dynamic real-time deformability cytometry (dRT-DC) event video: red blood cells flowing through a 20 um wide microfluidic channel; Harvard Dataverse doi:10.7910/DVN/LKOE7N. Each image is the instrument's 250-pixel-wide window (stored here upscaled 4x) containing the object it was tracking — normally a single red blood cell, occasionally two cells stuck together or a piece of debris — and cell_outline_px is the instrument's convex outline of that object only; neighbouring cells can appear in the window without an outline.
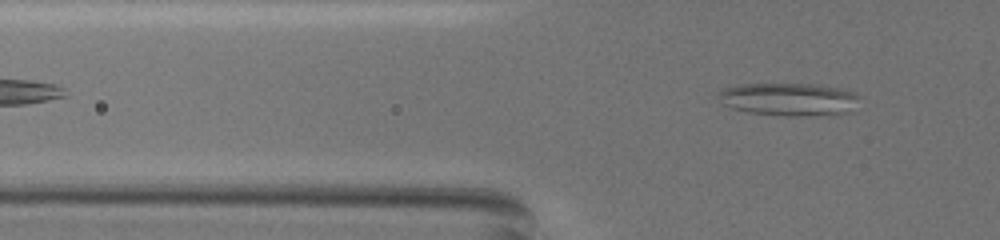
{"species": "common noctule bat (a hibernating species)", "species_latin": "Nyctalus noctula", "temperature_condition": "warm", "stored_images_in_passage": 33, "camera_frame_rate_fps": 3000, "um_per_image_px": 0.085, "animal": {"sex": "female", "body_mass_g": 19.5, "forearm_length_mm": 54.1}, "frame": {"image": 1, "passage_image": 16, "time_ms": 5.0, "image_size_px": [1000, 240], "cell_outline_px": [[860, 96], [856, 112], [808, 116], [784, 116], [748, 112], [732, 108], [724, 104], [720, 92], [724, 88], [744, 84], [812, 84], [840, 88], [852, 92]], "centroid_in_image_um": [67.18, 8.46], "position_along_channel_um": 58.6, "area_um2": 27.05}}
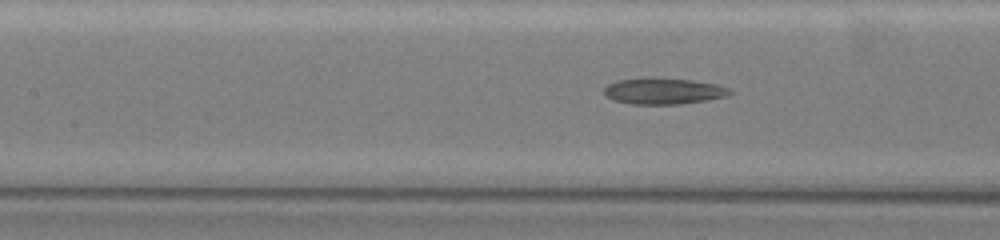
{"frame": {"image": 2, "passage_image": 25, "time_ms": 8.0, "image_size_px": [1000, 240], "cell_outline_px": [[732, 92], [728, 96], [708, 100], [680, 104], [632, 104], [612, 100], [604, 96], [604, 88], [608, 84], [620, 80], [652, 76], [692, 80], [716, 84], [728, 88]], "centroid_in_image_um": [56.37, 7.73], "position_along_channel_um": 151.0, "area_um2": 19.54}}
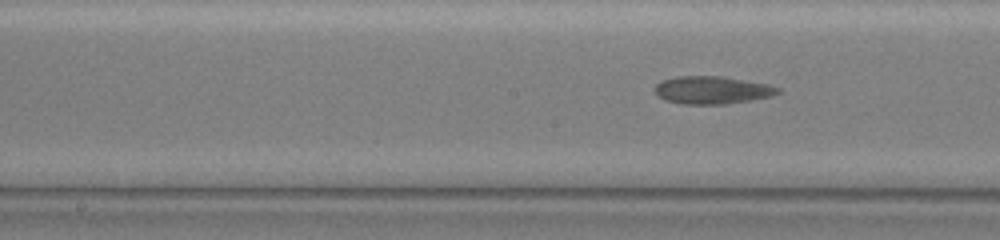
{"frame": {"image": 3, "passage_image": 28, "time_ms": 9.0, "image_size_px": [1000, 240], "cell_outline_px": [[780, 92], [772, 96], [752, 100], [728, 104], [680, 104], [664, 100], [656, 96], [656, 84], [664, 80], [680, 76], [720, 76], [768, 84], [780, 88]], "centroid_in_image_um": [60.54, 7.67], "position_along_channel_um": 187.7, "area_um2": 19.88}}